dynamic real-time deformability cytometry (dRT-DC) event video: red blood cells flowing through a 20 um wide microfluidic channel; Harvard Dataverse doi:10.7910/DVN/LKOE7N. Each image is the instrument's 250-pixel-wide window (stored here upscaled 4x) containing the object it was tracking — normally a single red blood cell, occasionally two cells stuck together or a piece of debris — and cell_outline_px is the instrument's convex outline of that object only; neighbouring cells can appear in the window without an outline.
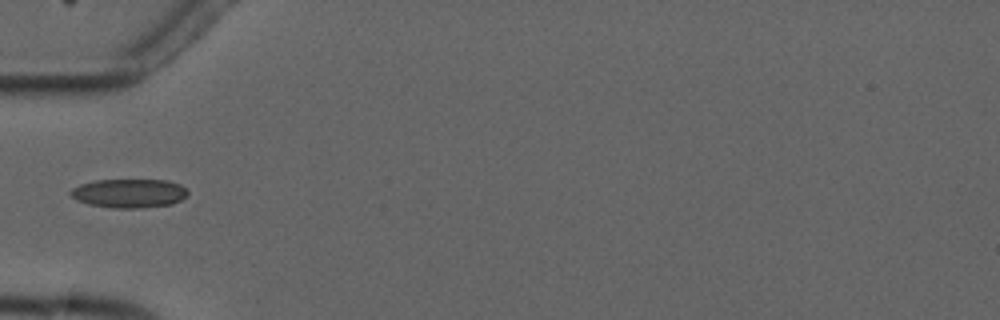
{"species": "common noctule bat (a hibernating species)", "species_latin": "Nyctalus noctula", "temperature_condition": "cold", "stored_images_in_passage": 6, "camera_frame_rate_fps": 3000, "um_per_image_px": 0.085, "animal": {"sex": "male", "forearm_length_mm": 52.5}, "frame": {"image": 1, "passage_image": 6, "time_ms": 5.667, "image_size_px": [1000, 320], "cell_outline_px": [[188, 196], [172, 204], [140, 208], [112, 208], [88, 204], [76, 200], [68, 192], [72, 188], [80, 184], [96, 180], [168, 180], [180, 184], [188, 192]], "centroid_in_image_um": [10.97, 16.43], "position_along_channel_um": 74.0, "area_um2": 19.83}}